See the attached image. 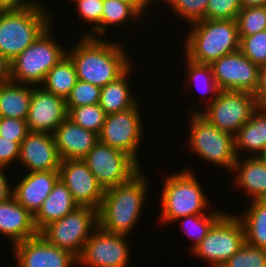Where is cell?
Listing matches in <instances>:
<instances>
[{"instance_id": "7a4b0ae2", "label": "cell", "mask_w": 266, "mask_h": 267, "mask_svg": "<svg viewBox=\"0 0 266 267\" xmlns=\"http://www.w3.org/2000/svg\"><path fill=\"white\" fill-rule=\"evenodd\" d=\"M141 169L130 180L105 189L98 209V226L108 233L129 236L133 232L148 195L146 174Z\"/></svg>"}, {"instance_id": "52a82bcc", "label": "cell", "mask_w": 266, "mask_h": 267, "mask_svg": "<svg viewBox=\"0 0 266 267\" xmlns=\"http://www.w3.org/2000/svg\"><path fill=\"white\" fill-rule=\"evenodd\" d=\"M190 115L187 143L190 152L231 172L237 160L234 136L219 130L200 113L190 112Z\"/></svg>"}, {"instance_id": "ac0fdd59", "label": "cell", "mask_w": 266, "mask_h": 267, "mask_svg": "<svg viewBox=\"0 0 266 267\" xmlns=\"http://www.w3.org/2000/svg\"><path fill=\"white\" fill-rule=\"evenodd\" d=\"M19 161L28 172L59 170L62 159L53 134L29 131L20 143Z\"/></svg>"}, {"instance_id": "ee69618b", "label": "cell", "mask_w": 266, "mask_h": 267, "mask_svg": "<svg viewBox=\"0 0 266 267\" xmlns=\"http://www.w3.org/2000/svg\"><path fill=\"white\" fill-rule=\"evenodd\" d=\"M36 3L39 0H0V11L20 10Z\"/></svg>"}, {"instance_id": "603a6c76", "label": "cell", "mask_w": 266, "mask_h": 267, "mask_svg": "<svg viewBox=\"0 0 266 267\" xmlns=\"http://www.w3.org/2000/svg\"><path fill=\"white\" fill-rule=\"evenodd\" d=\"M234 141L237 157L245 153H249V157L260 156L266 146V109L258 107L240 127Z\"/></svg>"}, {"instance_id": "b9f144b4", "label": "cell", "mask_w": 266, "mask_h": 267, "mask_svg": "<svg viewBox=\"0 0 266 267\" xmlns=\"http://www.w3.org/2000/svg\"><path fill=\"white\" fill-rule=\"evenodd\" d=\"M257 106L266 109V65L260 67L259 85L255 92Z\"/></svg>"}, {"instance_id": "e0dca14e", "label": "cell", "mask_w": 266, "mask_h": 267, "mask_svg": "<svg viewBox=\"0 0 266 267\" xmlns=\"http://www.w3.org/2000/svg\"><path fill=\"white\" fill-rule=\"evenodd\" d=\"M68 117L66 99L34 86L26 119L30 132L53 134L56 128Z\"/></svg>"}, {"instance_id": "44dd1931", "label": "cell", "mask_w": 266, "mask_h": 267, "mask_svg": "<svg viewBox=\"0 0 266 267\" xmlns=\"http://www.w3.org/2000/svg\"><path fill=\"white\" fill-rule=\"evenodd\" d=\"M0 233L8 237L12 246L39 234L34 216L13 196L0 203Z\"/></svg>"}, {"instance_id": "7c38bea8", "label": "cell", "mask_w": 266, "mask_h": 267, "mask_svg": "<svg viewBox=\"0 0 266 267\" xmlns=\"http://www.w3.org/2000/svg\"><path fill=\"white\" fill-rule=\"evenodd\" d=\"M139 102L129 110L107 114L98 141L132 156L139 164V146L144 135Z\"/></svg>"}, {"instance_id": "7bdbcfd3", "label": "cell", "mask_w": 266, "mask_h": 267, "mask_svg": "<svg viewBox=\"0 0 266 267\" xmlns=\"http://www.w3.org/2000/svg\"><path fill=\"white\" fill-rule=\"evenodd\" d=\"M5 170L8 168L0 166V203L9 200L13 195V186L10 184Z\"/></svg>"}, {"instance_id": "ffe728a7", "label": "cell", "mask_w": 266, "mask_h": 267, "mask_svg": "<svg viewBox=\"0 0 266 267\" xmlns=\"http://www.w3.org/2000/svg\"><path fill=\"white\" fill-rule=\"evenodd\" d=\"M62 160L83 159L98 142V134L66 118L53 133Z\"/></svg>"}, {"instance_id": "30bf717a", "label": "cell", "mask_w": 266, "mask_h": 267, "mask_svg": "<svg viewBox=\"0 0 266 267\" xmlns=\"http://www.w3.org/2000/svg\"><path fill=\"white\" fill-rule=\"evenodd\" d=\"M200 113L219 130L235 136L258 108L256 97L251 92L237 90H220L216 98Z\"/></svg>"}, {"instance_id": "681fc988", "label": "cell", "mask_w": 266, "mask_h": 267, "mask_svg": "<svg viewBox=\"0 0 266 267\" xmlns=\"http://www.w3.org/2000/svg\"><path fill=\"white\" fill-rule=\"evenodd\" d=\"M149 1L152 2V5H153V3H154L155 0H149ZM156 2H157V0H156Z\"/></svg>"}, {"instance_id": "74e56055", "label": "cell", "mask_w": 266, "mask_h": 267, "mask_svg": "<svg viewBox=\"0 0 266 267\" xmlns=\"http://www.w3.org/2000/svg\"><path fill=\"white\" fill-rule=\"evenodd\" d=\"M101 87L77 80L70 95L66 98V107L99 104Z\"/></svg>"}, {"instance_id": "8d00e7d4", "label": "cell", "mask_w": 266, "mask_h": 267, "mask_svg": "<svg viewBox=\"0 0 266 267\" xmlns=\"http://www.w3.org/2000/svg\"><path fill=\"white\" fill-rule=\"evenodd\" d=\"M239 50L259 67L266 65V30L240 38Z\"/></svg>"}, {"instance_id": "7402d4cb", "label": "cell", "mask_w": 266, "mask_h": 267, "mask_svg": "<svg viewBox=\"0 0 266 267\" xmlns=\"http://www.w3.org/2000/svg\"><path fill=\"white\" fill-rule=\"evenodd\" d=\"M242 158V159H241ZM235 185L250 197V200H266V161L259 156L237 157L232 171ZM237 172V173H236Z\"/></svg>"}, {"instance_id": "8992f818", "label": "cell", "mask_w": 266, "mask_h": 267, "mask_svg": "<svg viewBox=\"0 0 266 267\" xmlns=\"http://www.w3.org/2000/svg\"><path fill=\"white\" fill-rule=\"evenodd\" d=\"M52 26L10 62L12 82L40 86L47 73L67 55V49L52 37Z\"/></svg>"}, {"instance_id": "f546056e", "label": "cell", "mask_w": 266, "mask_h": 267, "mask_svg": "<svg viewBox=\"0 0 266 267\" xmlns=\"http://www.w3.org/2000/svg\"><path fill=\"white\" fill-rule=\"evenodd\" d=\"M142 15L130 4L120 0H103V11L101 17V37L110 26H122L125 22L139 20ZM116 25V26H115Z\"/></svg>"}, {"instance_id": "ba28073f", "label": "cell", "mask_w": 266, "mask_h": 267, "mask_svg": "<svg viewBox=\"0 0 266 267\" xmlns=\"http://www.w3.org/2000/svg\"><path fill=\"white\" fill-rule=\"evenodd\" d=\"M244 243L243 224L236 214L225 211L191 252L197 258L207 261L210 267H221Z\"/></svg>"}, {"instance_id": "484cf974", "label": "cell", "mask_w": 266, "mask_h": 267, "mask_svg": "<svg viewBox=\"0 0 266 267\" xmlns=\"http://www.w3.org/2000/svg\"><path fill=\"white\" fill-rule=\"evenodd\" d=\"M33 88V85L12 81L0 83V117L26 120Z\"/></svg>"}, {"instance_id": "9c48e42d", "label": "cell", "mask_w": 266, "mask_h": 267, "mask_svg": "<svg viewBox=\"0 0 266 267\" xmlns=\"http://www.w3.org/2000/svg\"><path fill=\"white\" fill-rule=\"evenodd\" d=\"M97 227L98 210L78 206L71 213L45 226L39 234L48 243L78 257Z\"/></svg>"}, {"instance_id": "c3c4849f", "label": "cell", "mask_w": 266, "mask_h": 267, "mask_svg": "<svg viewBox=\"0 0 266 267\" xmlns=\"http://www.w3.org/2000/svg\"><path fill=\"white\" fill-rule=\"evenodd\" d=\"M259 157L266 161V146H265L263 152L261 153V155Z\"/></svg>"}, {"instance_id": "4316f807", "label": "cell", "mask_w": 266, "mask_h": 267, "mask_svg": "<svg viewBox=\"0 0 266 267\" xmlns=\"http://www.w3.org/2000/svg\"><path fill=\"white\" fill-rule=\"evenodd\" d=\"M245 213L237 214L244 227L245 242L266 250V200H253Z\"/></svg>"}, {"instance_id": "d4e9b609", "label": "cell", "mask_w": 266, "mask_h": 267, "mask_svg": "<svg viewBox=\"0 0 266 267\" xmlns=\"http://www.w3.org/2000/svg\"><path fill=\"white\" fill-rule=\"evenodd\" d=\"M132 69L133 64L116 80L101 87L99 106L106 114L129 110L138 103L129 81Z\"/></svg>"}, {"instance_id": "4dcf8cb0", "label": "cell", "mask_w": 266, "mask_h": 267, "mask_svg": "<svg viewBox=\"0 0 266 267\" xmlns=\"http://www.w3.org/2000/svg\"><path fill=\"white\" fill-rule=\"evenodd\" d=\"M186 60V81L188 83H185V85L188 87V85L190 86L192 83V86H195L196 89H199V91H201L202 95L203 94H210L208 96L207 100L206 99V106L209 105L218 95L220 89L218 88L216 81L213 77V72L211 69L210 65H206V64H197L194 62H191L190 60H188L187 58H185ZM200 87L197 88V86ZM209 92V93H208Z\"/></svg>"}, {"instance_id": "277c9868", "label": "cell", "mask_w": 266, "mask_h": 267, "mask_svg": "<svg viewBox=\"0 0 266 267\" xmlns=\"http://www.w3.org/2000/svg\"><path fill=\"white\" fill-rule=\"evenodd\" d=\"M40 1L24 9L0 11V53L10 62L55 22L51 9Z\"/></svg>"}, {"instance_id": "8fae6325", "label": "cell", "mask_w": 266, "mask_h": 267, "mask_svg": "<svg viewBox=\"0 0 266 267\" xmlns=\"http://www.w3.org/2000/svg\"><path fill=\"white\" fill-rule=\"evenodd\" d=\"M82 160L104 190L127 182L141 170L132 156L100 141Z\"/></svg>"}, {"instance_id": "5bb4252c", "label": "cell", "mask_w": 266, "mask_h": 267, "mask_svg": "<svg viewBox=\"0 0 266 267\" xmlns=\"http://www.w3.org/2000/svg\"><path fill=\"white\" fill-rule=\"evenodd\" d=\"M210 66L220 90L257 91L260 67L240 50L222 56Z\"/></svg>"}, {"instance_id": "60d3db41", "label": "cell", "mask_w": 266, "mask_h": 267, "mask_svg": "<svg viewBox=\"0 0 266 267\" xmlns=\"http://www.w3.org/2000/svg\"><path fill=\"white\" fill-rule=\"evenodd\" d=\"M20 156V144L12 139L0 136V166L8 168L16 163ZM17 160V161H16Z\"/></svg>"}, {"instance_id": "cb8c5ba5", "label": "cell", "mask_w": 266, "mask_h": 267, "mask_svg": "<svg viewBox=\"0 0 266 267\" xmlns=\"http://www.w3.org/2000/svg\"><path fill=\"white\" fill-rule=\"evenodd\" d=\"M78 207L71 192L59 179L41 208L34 215V224L38 232L50 223L61 219Z\"/></svg>"}, {"instance_id": "bcb514c9", "label": "cell", "mask_w": 266, "mask_h": 267, "mask_svg": "<svg viewBox=\"0 0 266 267\" xmlns=\"http://www.w3.org/2000/svg\"><path fill=\"white\" fill-rule=\"evenodd\" d=\"M126 3H130L142 16L146 14L147 7L152 6L149 0H120Z\"/></svg>"}, {"instance_id": "6da1fadb", "label": "cell", "mask_w": 266, "mask_h": 267, "mask_svg": "<svg viewBox=\"0 0 266 267\" xmlns=\"http://www.w3.org/2000/svg\"><path fill=\"white\" fill-rule=\"evenodd\" d=\"M122 46L119 41H108V38L80 36L78 43L67 51V56L75 66L78 80L103 87L121 76L134 62Z\"/></svg>"}, {"instance_id": "e575fe53", "label": "cell", "mask_w": 266, "mask_h": 267, "mask_svg": "<svg viewBox=\"0 0 266 267\" xmlns=\"http://www.w3.org/2000/svg\"><path fill=\"white\" fill-rule=\"evenodd\" d=\"M72 2L76 5L79 19L94 26L92 31L86 30L81 36L99 38L98 36H101L103 0H73Z\"/></svg>"}, {"instance_id": "ab89813d", "label": "cell", "mask_w": 266, "mask_h": 267, "mask_svg": "<svg viewBox=\"0 0 266 267\" xmlns=\"http://www.w3.org/2000/svg\"><path fill=\"white\" fill-rule=\"evenodd\" d=\"M29 132L26 120L12 117H0V136L12 139L19 144Z\"/></svg>"}, {"instance_id": "3957f363", "label": "cell", "mask_w": 266, "mask_h": 267, "mask_svg": "<svg viewBox=\"0 0 266 267\" xmlns=\"http://www.w3.org/2000/svg\"><path fill=\"white\" fill-rule=\"evenodd\" d=\"M183 42L184 58L210 65L222 56L239 50L236 20L203 19L189 25Z\"/></svg>"}, {"instance_id": "5b68a950", "label": "cell", "mask_w": 266, "mask_h": 267, "mask_svg": "<svg viewBox=\"0 0 266 267\" xmlns=\"http://www.w3.org/2000/svg\"><path fill=\"white\" fill-rule=\"evenodd\" d=\"M195 174L193 170L185 168L182 172L165 177L159 198L162 211L158 218L165 226L178 218L210 211L212 201L206 196Z\"/></svg>"}, {"instance_id": "836d02e7", "label": "cell", "mask_w": 266, "mask_h": 267, "mask_svg": "<svg viewBox=\"0 0 266 267\" xmlns=\"http://www.w3.org/2000/svg\"><path fill=\"white\" fill-rule=\"evenodd\" d=\"M167 3L170 10L189 25L206 19V10L209 0H161Z\"/></svg>"}, {"instance_id": "7dc6e473", "label": "cell", "mask_w": 266, "mask_h": 267, "mask_svg": "<svg viewBox=\"0 0 266 267\" xmlns=\"http://www.w3.org/2000/svg\"><path fill=\"white\" fill-rule=\"evenodd\" d=\"M242 8L266 6V0H239Z\"/></svg>"}, {"instance_id": "83f0119b", "label": "cell", "mask_w": 266, "mask_h": 267, "mask_svg": "<svg viewBox=\"0 0 266 267\" xmlns=\"http://www.w3.org/2000/svg\"><path fill=\"white\" fill-rule=\"evenodd\" d=\"M77 80L75 66L66 55L47 73L40 86L46 91L66 99Z\"/></svg>"}, {"instance_id": "f6af8a7d", "label": "cell", "mask_w": 266, "mask_h": 267, "mask_svg": "<svg viewBox=\"0 0 266 267\" xmlns=\"http://www.w3.org/2000/svg\"><path fill=\"white\" fill-rule=\"evenodd\" d=\"M11 81L10 61L0 53V83Z\"/></svg>"}, {"instance_id": "4fadbf2b", "label": "cell", "mask_w": 266, "mask_h": 267, "mask_svg": "<svg viewBox=\"0 0 266 267\" xmlns=\"http://www.w3.org/2000/svg\"><path fill=\"white\" fill-rule=\"evenodd\" d=\"M127 238L126 235L108 233L98 226L77 257V266L128 267L132 245Z\"/></svg>"}, {"instance_id": "d590c367", "label": "cell", "mask_w": 266, "mask_h": 267, "mask_svg": "<svg viewBox=\"0 0 266 267\" xmlns=\"http://www.w3.org/2000/svg\"><path fill=\"white\" fill-rule=\"evenodd\" d=\"M221 267H266V250L245 242Z\"/></svg>"}, {"instance_id": "9a60e30c", "label": "cell", "mask_w": 266, "mask_h": 267, "mask_svg": "<svg viewBox=\"0 0 266 267\" xmlns=\"http://www.w3.org/2000/svg\"><path fill=\"white\" fill-rule=\"evenodd\" d=\"M59 175L78 206L100 208L105 190L82 159L62 160Z\"/></svg>"}, {"instance_id": "f35d334b", "label": "cell", "mask_w": 266, "mask_h": 267, "mask_svg": "<svg viewBox=\"0 0 266 267\" xmlns=\"http://www.w3.org/2000/svg\"><path fill=\"white\" fill-rule=\"evenodd\" d=\"M241 9L239 0H209L206 19L236 20Z\"/></svg>"}, {"instance_id": "d6986e66", "label": "cell", "mask_w": 266, "mask_h": 267, "mask_svg": "<svg viewBox=\"0 0 266 267\" xmlns=\"http://www.w3.org/2000/svg\"><path fill=\"white\" fill-rule=\"evenodd\" d=\"M13 185V198L33 216L60 179L59 170L26 172Z\"/></svg>"}, {"instance_id": "d6a6232c", "label": "cell", "mask_w": 266, "mask_h": 267, "mask_svg": "<svg viewBox=\"0 0 266 267\" xmlns=\"http://www.w3.org/2000/svg\"><path fill=\"white\" fill-rule=\"evenodd\" d=\"M236 21L239 38L266 30V6L242 8Z\"/></svg>"}, {"instance_id": "2e32d148", "label": "cell", "mask_w": 266, "mask_h": 267, "mask_svg": "<svg viewBox=\"0 0 266 267\" xmlns=\"http://www.w3.org/2000/svg\"><path fill=\"white\" fill-rule=\"evenodd\" d=\"M11 247L15 254L16 267H75L77 265L75 255L48 243L40 234Z\"/></svg>"}, {"instance_id": "1f68e13d", "label": "cell", "mask_w": 266, "mask_h": 267, "mask_svg": "<svg viewBox=\"0 0 266 267\" xmlns=\"http://www.w3.org/2000/svg\"><path fill=\"white\" fill-rule=\"evenodd\" d=\"M67 110L70 120L96 134L100 133L107 115L99 104L67 107Z\"/></svg>"}, {"instance_id": "f1b7e54d", "label": "cell", "mask_w": 266, "mask_h": 267, "mask_svg": "<svg viewBox=\"0 0 266 267\" xmlns=\"http://www.w3.org/2000/svg\"><path fill=\"white\" fill-rule=\"evenodd\" d=\"M213 210V211H212ZM207 213L189 215L178 218L175 222L181 220V228L184 230V234L188 235V238L193 242L189 247L192 251L207 235L212 225L225 213L223 210L212 209ZM183 225V226H182Z\"/></svg>"}]
</instances>
